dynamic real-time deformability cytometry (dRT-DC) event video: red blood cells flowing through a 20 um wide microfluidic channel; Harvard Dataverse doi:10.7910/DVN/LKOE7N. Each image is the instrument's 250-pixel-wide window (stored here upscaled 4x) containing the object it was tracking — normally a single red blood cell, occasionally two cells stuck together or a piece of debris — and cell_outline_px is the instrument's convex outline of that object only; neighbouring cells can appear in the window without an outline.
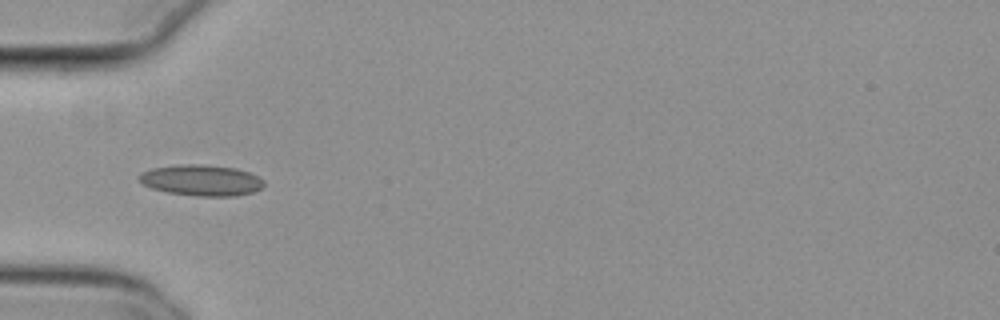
{"species": "common noctule bat (a hibernating species)", "species_latin": "Nyctalus noctula", "temperature_condition": "cold", "stored_images_in_passage": 37, "camera_frame_rate_fps": 3000, "um_per_image_px": 0.085, "animal": {"sex": "female", "body_mass_g": 29.2, "forearm_length_mm": 56.3}, "frame": {"image": 1, "passage_image": 1, "time_ms": 0.0, "image_size_px": [1000, 320], "cell_outline_px": [[264, 184], [260, 188], [252, 192], [236, 196], [196, 196], [168, 192], [152, 188], [140, 184], [136, 180], [136, 176], [152, 168], [184, 164], [196, 164], [236, 168], [248, 172], [264, 180]], "centroid_in_image_um": [17.07, 15.33], "position_along_channel_um": 67.9, "area_um2": 22.48}}
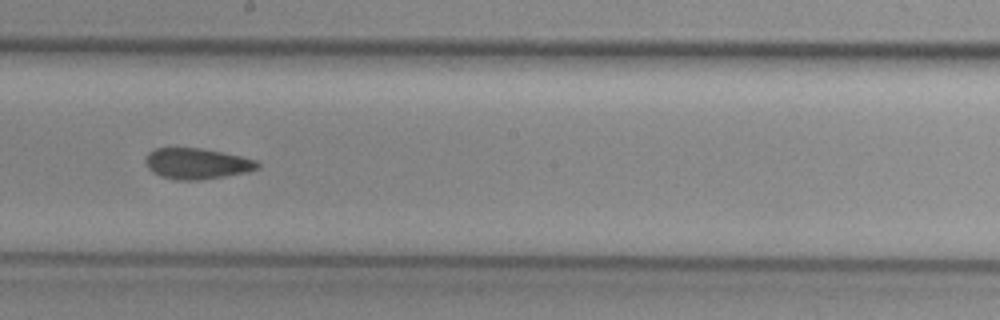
{"frame": {"image": 2, "passage_image": 14, "time_ms": 4.333, "image_size_px": [1000, 320], "cell_outline_px": [[260, 168], [248, 172], [200, 180], [176, 180], [160, 176], [152, 172], [148, 168], [144, 160], [144, 156], [148, 152], [156, 148], [200, 148], [240, 156], [256, 160], [260, 164]], "centroid_in_image_um": [16.7, 13.91], "position_along_channel_um": 231.5, "area_um2": 20.23}}
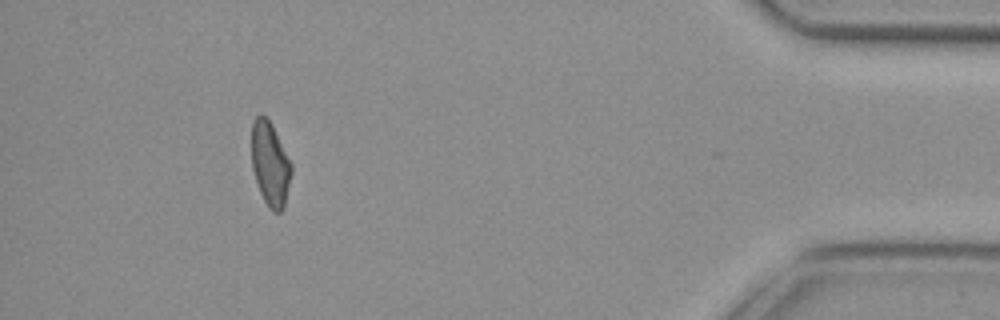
{"frame": {"image": 3, "passage_image": 33, "time_ms": 10.667, "image_size_px": [1000, 320], "cell_outline_px": [[292, 172], [284, 208], [280, 212], [272, 212], [268, 208], [260, 192], [252, 168], [252, 120], [260, 112], [272, 124], [292, 164]], "centroid_in_image_um": [22.97, 13.94], "position_along_channel_um": 412.2, "area_um2": 19.59}, "authors_computed_cell_mechanics": {"area_um2": 20.1722, "velocity_mm_per_s": 3.7851, "shape_relaxation_time_tau1_ms": null, "shape_relaxation_time_tau2_ms": 2.8809, "deformation_change_tau1": null, "deformation_change_tau2": 0.1038}}